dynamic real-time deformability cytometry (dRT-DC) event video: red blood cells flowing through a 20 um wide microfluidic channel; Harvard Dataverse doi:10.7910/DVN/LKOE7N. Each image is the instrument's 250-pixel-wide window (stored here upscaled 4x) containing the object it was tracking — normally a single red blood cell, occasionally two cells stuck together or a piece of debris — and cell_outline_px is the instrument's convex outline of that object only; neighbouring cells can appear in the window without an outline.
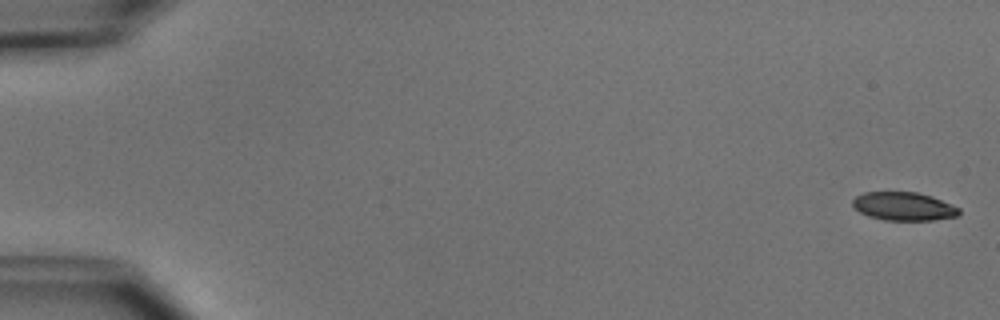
{"species": "common noctule bat (a hibernating species)", "species_latin": "Nyctalus noctula", "temperature_condition": "cold", "stored_images_in_passage": 5, "camera_frame_rate_fps": 3000, "um_per_image_px": 0.085, "animal": {"sex": "male", "body_mass_g": 15.6}, "frame": {"image": 1, "passage_image": 1, "time_ms": 0.0, "image_size_px": [1000, 320], "cell_outline_px": [[960, 212], [956, 216], [932, 220], [884, 220], [868, 216], [860, 212], [852, 204], [852, 200], [856, 196], [864, 192], [916, 192], [932, 196], [960, 208]], "centroid_in_image_um": [76.8, 17.53], "position_along_channel_um": 8.2, "area_um2": 17.51}}